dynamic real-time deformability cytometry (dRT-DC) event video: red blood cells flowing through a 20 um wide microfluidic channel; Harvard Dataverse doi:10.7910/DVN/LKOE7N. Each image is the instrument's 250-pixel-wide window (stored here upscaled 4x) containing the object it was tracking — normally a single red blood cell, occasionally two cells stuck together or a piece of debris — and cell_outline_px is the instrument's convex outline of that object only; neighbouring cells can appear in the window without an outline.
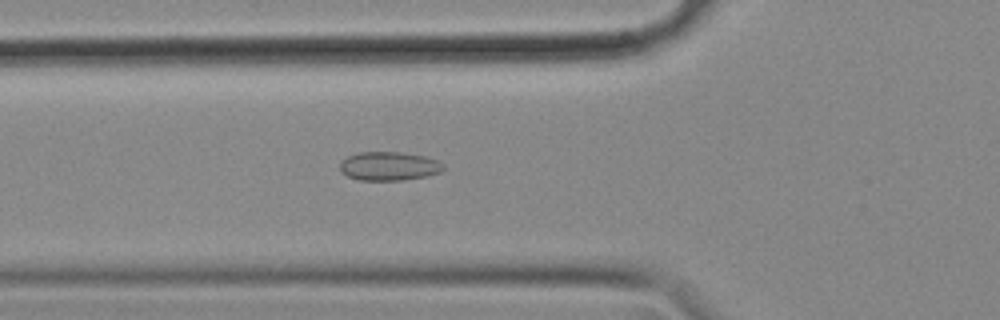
{"species": "common noctule bat (a hibernating species)", "species_latin": "Nyctalus noctula", "temperature_condition": "cold", "stored_images_in_passage": 35, "camera_frame_rate_fps": 3000, "um_per_image_px": 0.085, "animal": {"sex": "female", "body_mass_g": 18.4}, "frame": {"image": 1, "passage_image": 4, "time_ms": 1.0, "image_size_px": [1000, 320], "cell_outline_px": [[444, 168], [440, 172], [428, 176], [400, 180], [360, 180], [348, 176], [340, 172], [340, 160], [348, 156], [360, 152], [400, 152], [424, 156], [436, 160], [444, 164]], "centroid_in_image_um": [33.04, 14.12], "position_along_channel_um": 92.8, "area_um2": 17.34}}
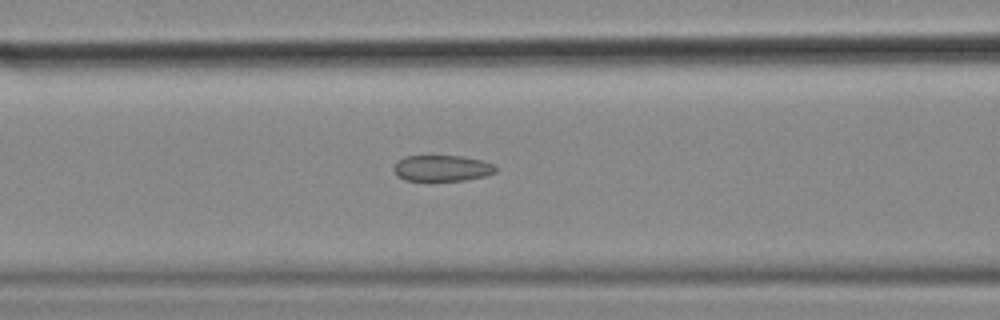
{"frame": {"image": 2, "passage_image": 7, "time_ms": 2.0, "image_size_px": [1000, 320], "cell_outline_px": [[496, 172], [484, 176], [464, 180], [404, 180], [396, 176], [392, 168], [404, 156], [460, 156], [480, 160], [492, 164], [496, 168]], "centroid_in_image_um": [37.53, 14.3], "position_along_channel_um": 129.1, "area_um2": 15.26}}
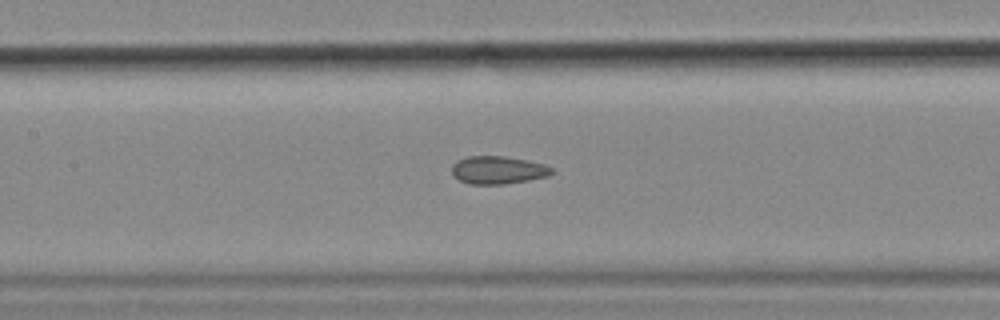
{"frame": {"image": 3, "passage_image": 10, "time_ms": 3.0, "image_size_px": [1000, 320], "cell_outline_px": [[552, 172], [548, 176], [528, 180], [504, 184], [468, 184], [460, 180], [452, 172], [452, 164], [456, 160], [468, 156], [504, 156], [528, 160], [544, 164], [552, 168]], "centroid_in_image_um": [42.31, 14.44], "position_along_channel_um": 165.1, "area_um2": 16.18}}